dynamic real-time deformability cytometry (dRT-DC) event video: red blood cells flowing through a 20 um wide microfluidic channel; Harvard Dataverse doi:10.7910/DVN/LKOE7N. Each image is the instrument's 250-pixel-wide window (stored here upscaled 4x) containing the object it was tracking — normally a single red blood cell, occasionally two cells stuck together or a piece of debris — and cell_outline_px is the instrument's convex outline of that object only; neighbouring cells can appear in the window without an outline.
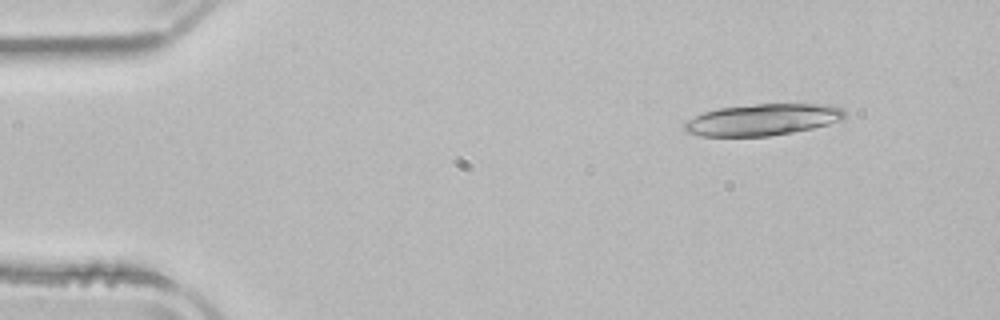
{"species": "common noctule bat (a hibernating species)", "species_latin": "Nyctalus noctula", "temperature_condition": "room temperature", "stored_images_in_passage": 13, "camera_frame_rate_fps": 3000, "um_per_image_px": 0.085, "animal": {"sex": "male", "body_mass_g": 21.5, "forearm_length_mm": 52.0}, "frame": {"image": 1, "passage_image": 1, "time_ms": 0.0, "image_size_px": [1000, 320], "cell_outline_px": [[844, 120], [812, 128], [792, 132], [768, 136], [700, 136], [684, 132], [684, 124], [688, 120], [704, 112], [720, 108], [756, 104], [832, 104], [844, 108]], "centroid_in_image_um": [64.85, 10.17], "position_along_channel_um": 20.1, "area_um2": 29.48}}